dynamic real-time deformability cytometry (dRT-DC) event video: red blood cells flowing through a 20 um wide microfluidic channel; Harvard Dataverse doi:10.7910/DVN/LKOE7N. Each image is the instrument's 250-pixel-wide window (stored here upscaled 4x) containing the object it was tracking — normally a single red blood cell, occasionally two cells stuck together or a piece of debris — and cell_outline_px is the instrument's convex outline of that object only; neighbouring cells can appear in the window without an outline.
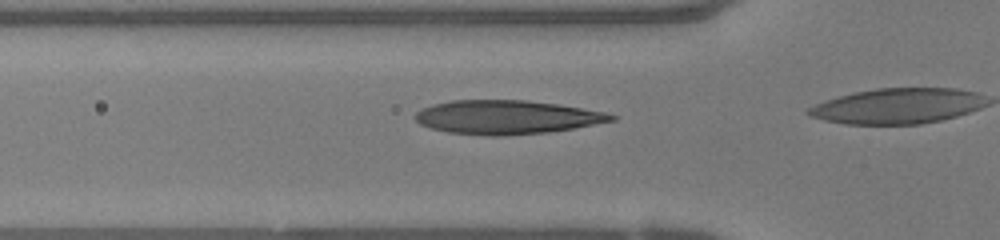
{"species": "human", "species_latin": "Homo sapiens", "temperature_condition": "warm", "stored_images_in_passage": 9, "camera_frame_rate_fps": 3000, "um_per_image_px": 0.085, "donor": {"sex": "female"}, "frame": {"image": 1, "passage_image": 7, "time_ms": 2.0, "image_size_px": [1000, 240], "cell_outline_px": [[616, 120], [572, 128], [548, 132], [504, 136], [488, 136], [448, 132], [432, 128], [420, 124], [412, 116], [420, 108], [432, 104], [452, 100], [528, 100], [556, 104], [604, 112], [616, 116]], "centroid_in_image_um": [43.0, 9.96], "position_along_channel_um": 82.8, "area_um2": 38.61}}